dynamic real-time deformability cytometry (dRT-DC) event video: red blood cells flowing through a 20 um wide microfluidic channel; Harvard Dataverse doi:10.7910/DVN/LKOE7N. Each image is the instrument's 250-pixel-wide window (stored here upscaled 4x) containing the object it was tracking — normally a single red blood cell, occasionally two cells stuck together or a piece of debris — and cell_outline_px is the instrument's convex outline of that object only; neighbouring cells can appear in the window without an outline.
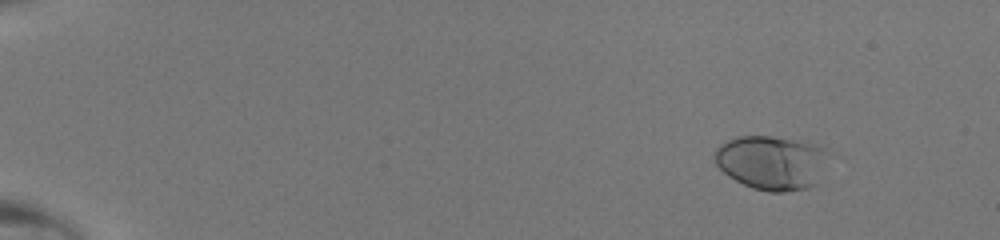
{"species": "human", "species_latin": "Homo sapiens", "temperature_condition": "room temperature", "stored_images_in_passage": 44, "camera_frame_rate_fps": 3000, "um_per_image_px": 0.085, "donor": {"sex": "male"}, "frame": {"image": 1, "passage_image": 1, "time_ms": 0.0, "image_size_px": [1000, 240], "cell_outline_px": [[832, 152], [816, 184], [804, 188], [784, 192], [768, 192], [752, 188], [728, 176], [716, 164], [712, 156], [716, 148], [720, 144], [736, 136], [772, 136], [820, 144], [828, 148]], "centroid_in_image_um": [65.63, 13.79], "position_along_channel_um": 19.4, "area_um2": 36.59}}
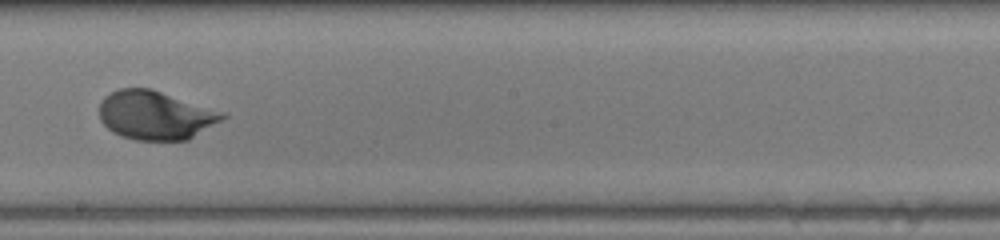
{"frame": {"image": 2, "passage_image": 26, "time_ms": 8.333, "image_size_px": [1000, 240], "cell_outline_px": [[228, 116], [188, 140], [136, 140], [120, 136], [112, 132], [100, 120], [100, 100], [104, 96], [120, 88], [152, 88], [228, 112]], "centroid_in_image_um": [13.25, 9.78], "position_along_channel_um": 235.0, "area_um2": 35.49}}
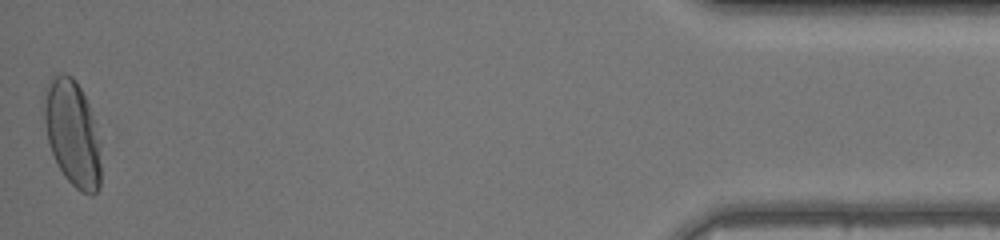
{"frame": {"image": 3, "passage_image": 44, "time_ms": 14.333, "image_size_px": [1000, 240], "cell_outline_px": [[100, 188], [92, 196], [88, 196], [80, 192], [64, 176], [56, 164], [48, 140], [40, 100], [44, 88], [48, 80], [52, 76], [60, 72], [64, 72], [72, 76], [76, 80], [88, 104], [100, 140]], "centroid_in_image_um": [6.12, 11.29], "position_along_channel_um": 429.1, "area_um2": 35.95}}